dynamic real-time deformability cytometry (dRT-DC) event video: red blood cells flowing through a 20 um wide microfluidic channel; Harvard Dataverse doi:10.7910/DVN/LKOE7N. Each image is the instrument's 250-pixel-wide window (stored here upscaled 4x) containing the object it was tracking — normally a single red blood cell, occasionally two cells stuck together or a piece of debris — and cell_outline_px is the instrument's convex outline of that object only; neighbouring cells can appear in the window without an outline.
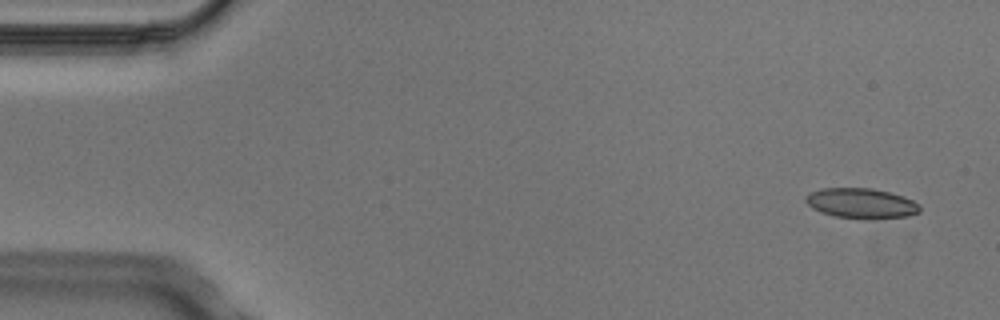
{"species": "Egyptian fruit bat (a non-hibernating species)", "species_latin": "Rousettus aegyptiacus", "temperature_condition": "cold", "stored_images_in_passage": 8, "camera_frame_rate_fps": 3000, "um_per_image_px": 0.085, "animal": {"sex": "male"}, "frame": {"image": 1, "passage_image": 1, "time_ms": 0.0, "image_size_px": [1000, 320], "cell_outline_px": [[920, 212], [908, 216], [836, 216], [820, 212], [812, 208], [804, 200], [804, 196], [812, 192], [824, 188], [872, 188], [904, 196], [920, 204]], "centroid_in_image_um": [73.18, 17.23], "position_along_channel_um": 11.8, "area_um2": 19.19}}
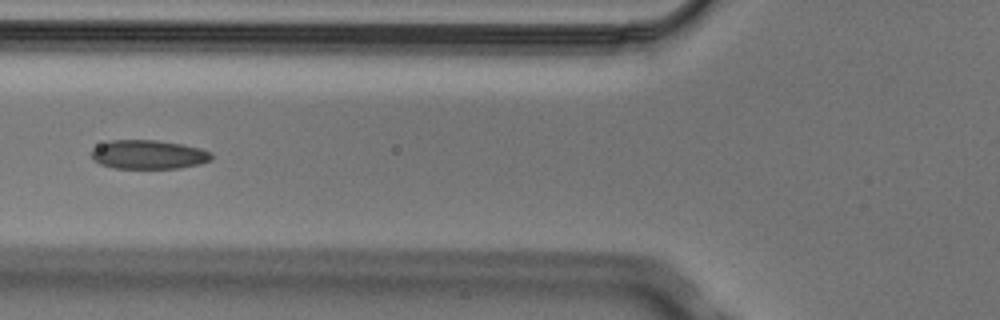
{"frame": {"image": 2, "passage_image": 5, "time_ms": 1.333, "image_size_px": [1000, 320], "cell_outline_px": [[212, 160], [200, 164], [180, 168], [112, 168], [100, 164], [92, 160], [92, 148], [100, 144], [112, 140], [156, 140], [180, 144], [200, 148], [212, 152]], "centroid_in_image_um": [12.62, 13.14], "position_along_channel_um": 113.2, "area_um2": 20.35}}
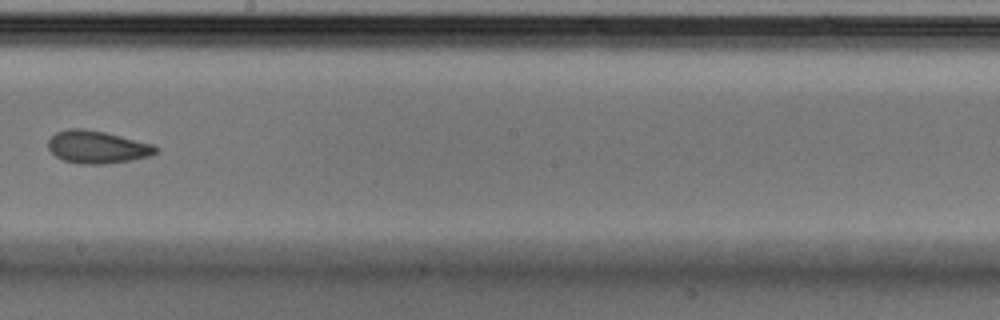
{"frame": {"image": 3, "passage_image": 8, "time_ms": 2.333, "image_size_px": [1000, 320], "cell_outline_px": [[160, 148], [156, 152], [148, 156], [132, 160], [104, 164], [80, 164], [64, 160], [56, 156], [48, 148], [48, 140], [56, 132], [68, 128], [84, 128], [104, 132], [156, 144]], "centroid_in_image_um": [8.28, 12.49], "position_along_channel_um": 239.9, "area_um2": 20.58}}